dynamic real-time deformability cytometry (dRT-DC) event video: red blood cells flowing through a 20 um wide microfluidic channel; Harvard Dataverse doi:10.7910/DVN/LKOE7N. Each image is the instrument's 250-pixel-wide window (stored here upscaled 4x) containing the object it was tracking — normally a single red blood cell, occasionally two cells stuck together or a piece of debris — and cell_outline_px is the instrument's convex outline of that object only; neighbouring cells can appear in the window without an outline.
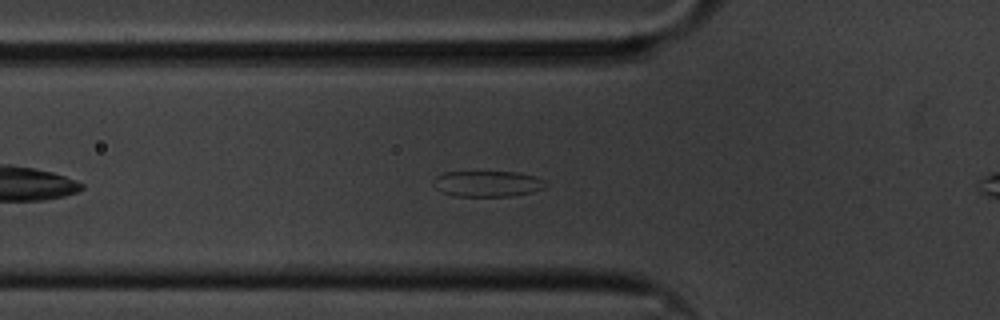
{"species": "common noctule bat (a hibernating species)", "species_latin": "Nyctalus noctula", "temperature_condition": "cold", "stored_images_in_passage": 41, "camera_frame_rate_fps": 3000, "um_per_image_px": 0.085, "animal": {"sex": "male", "body_mass_g": 20.1, "forearm_length_mm": 53.5}, "frame": {"image": 1, "passage_image": 9, "time_ms": 2.667, "image_size_px": [1000, 320], "cell_outline_px": [[548, 184], [544, 188], [532, 192], [508, 196], [452, 196], [440, 192], [432, 184], [436, 176], [444, 172], [516, 172], [536, 176], [544, 180]], "centroid_in_image_um": [41.42, 15.62], "position_along_channel_um": 84.4, "area_um2": 17.05}}
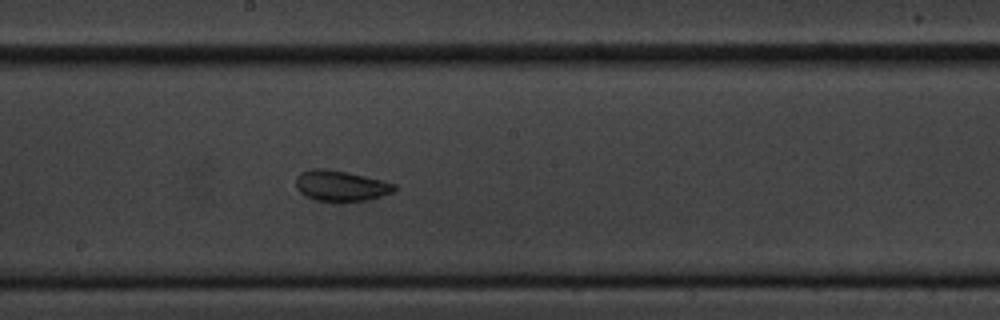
{"frame": {"image": 2, "passage_image": 21, "time_ms": 6.667, "image_size_px": [1000, 320], "cell_outline_px": [[400, 188], [396, 192], [364, 200], [316, 200], [304, 196], [296, 188], [296, 176], [300, 172], [312, 168], [324, 168], [364, 176], [396, 184]], "centroid_in_image_um": [28.96, 15.77], "position_along_channel_um": 219.2, "area_um2": 17.4}}
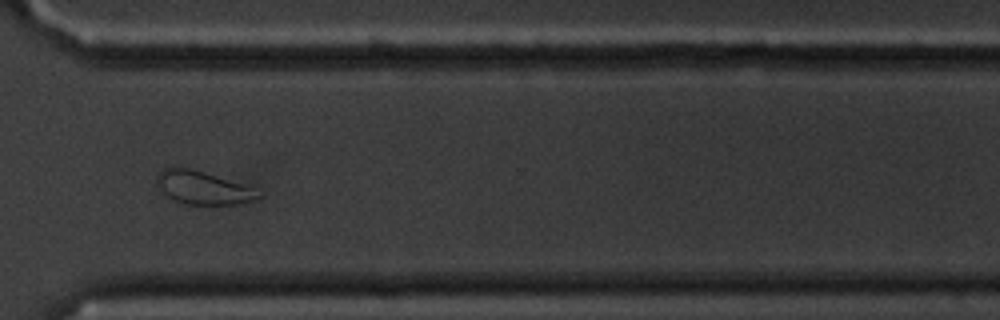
{"frame": {"image": 3, "passage_image": 33, "time_ms": 10.667, "image_size_px": [1000, 320], "cell_outline_px": [[264, 196], [252, 200], [236, 204], [188, 204], [176, 200], [160, 192], [156, 188], [156, 176], [164, 168], [172, 164], [192, 168], [252, 188]], "centroid_in_image_um": [17.13, 15.92], "position_along_channel_um": 353.5, "area_um2": 19.59}, "authors_computed_cell_mechanics": {"area_um2": 17.629, "velocity_mm_per_s": 3.3531, "shape_relaxation_time_tau1_ms": 5.4207, "shape_relaxation_time_tau2_ms": 1.8615, "deformation_change_tau1": 0.1278, "deformation_change_tau2": 0.0905}}